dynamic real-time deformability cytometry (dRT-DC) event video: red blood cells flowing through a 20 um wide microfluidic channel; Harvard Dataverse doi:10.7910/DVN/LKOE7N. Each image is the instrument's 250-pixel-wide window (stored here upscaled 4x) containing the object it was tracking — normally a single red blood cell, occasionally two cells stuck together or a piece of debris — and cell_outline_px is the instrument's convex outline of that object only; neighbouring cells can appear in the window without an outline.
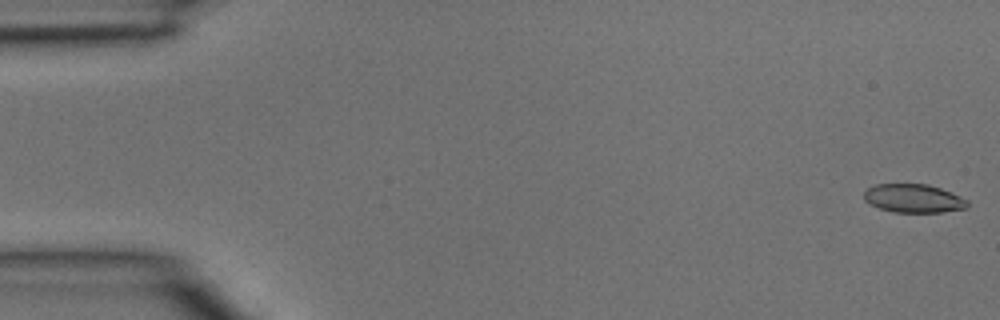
{"species": "common noctule bat (a hibernating species)", "species_latin": "Nyctalus noctula", "temperature_condition": "room temperature", "stored_images_in_passage": 41, "camera_frame_rate_fps": 3000, "um_per_image_px": 0.085, "animal": {"sex": "male", "body_mass_g": 15.6}, "frame": {"image": 1, "passage_image": 1, "time_ms": 0.0, "image_size_px": [1000, 320], "cell_outline_px": [[968, 208], [940, 212], [892, 212], [880, 208], [864, 200], [864, 192], [868, 188], [876, 184], [928, 184], [940, 188], [960, 196], [968, 200]], "centroid_in_image_um": [77.66, 16.86], "position_along_channel_um": 7.3, "area_um2": 17.11}}
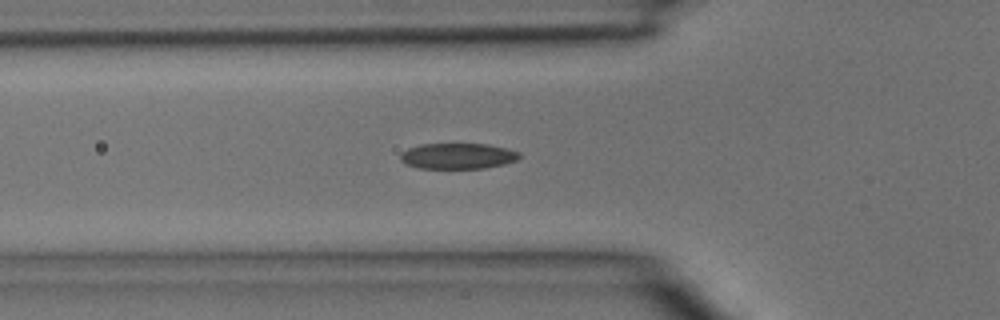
{"frame": {"image": 2, "passage_image": 14, "time_ms": 4.333, "image_size_px": [1000, 320], "cell_outline_px": [[520, 156], [516, 160], [504, 164], [484, 168], [416, 168], [404, 164], [400, 160], [400, 152], [408, 148], [420, 144], [488, 144], [520, 152]], "centroid_in_image_um": [38.85, 13.26], "position_along_channel_um": 86.9, "area_um2": 17.92}}
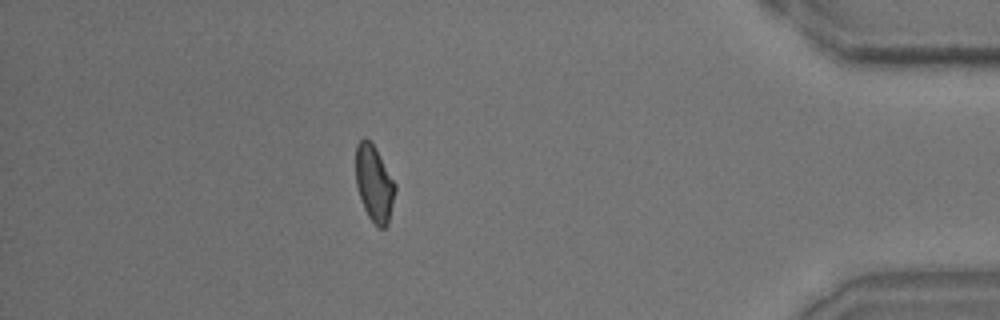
{"frame": {"image": 3, "passage_image": 36, "time_ms": 11.667, "image_size_px": [1000, 320], "cell_outline_px": [[396, 188], [388, 224], [384, 228], [380, 228], [368, 216], [364, 208], [356, 184], [356, 144], [364, 136], [376, 148], [396, 184]], "centroid_in_image_um": [31.81, 15.57], "position_along_channel_um": 403.4, "area_um2": 17.34}}